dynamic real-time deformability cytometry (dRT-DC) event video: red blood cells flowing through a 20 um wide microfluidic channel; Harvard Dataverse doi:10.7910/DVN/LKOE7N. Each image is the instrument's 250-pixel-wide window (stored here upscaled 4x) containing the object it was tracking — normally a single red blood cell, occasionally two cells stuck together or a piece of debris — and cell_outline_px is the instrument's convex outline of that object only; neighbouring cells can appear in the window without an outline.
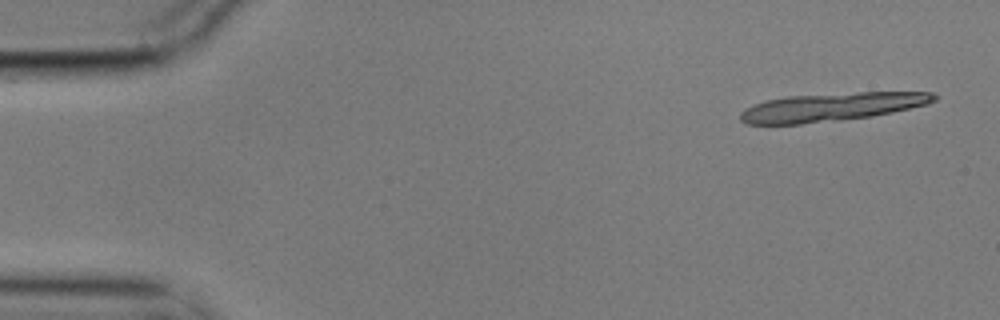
{"species": "common noctule bat (a hibernating species)", "species_latin": "Nyctalus noctula", "temperature_condition": "cold", "stored_images_in_passage": 6, "camera_frame_rate_fps": 3000, "um_per_image_px": 0.085, "animal": {"sex": "male", "body_mass_g": 17.9}, "frame": {"image": 1, "passage_image": 1, "time_ms": 0.0, "image_size_px": [1000, 320], "cell_outline_px": [[940, 96], [936, 100], [928, 104], [892, 112], [872, 116], [800, 124], [748, 124], [740, 120], [740, 112], [764, 100], [788, 96], [856, 92], [936, 92]], "centroid_in_image_um": [70.74, 9.08], "position_along_channel_um": 14.3, "area_um2": 31.91}}